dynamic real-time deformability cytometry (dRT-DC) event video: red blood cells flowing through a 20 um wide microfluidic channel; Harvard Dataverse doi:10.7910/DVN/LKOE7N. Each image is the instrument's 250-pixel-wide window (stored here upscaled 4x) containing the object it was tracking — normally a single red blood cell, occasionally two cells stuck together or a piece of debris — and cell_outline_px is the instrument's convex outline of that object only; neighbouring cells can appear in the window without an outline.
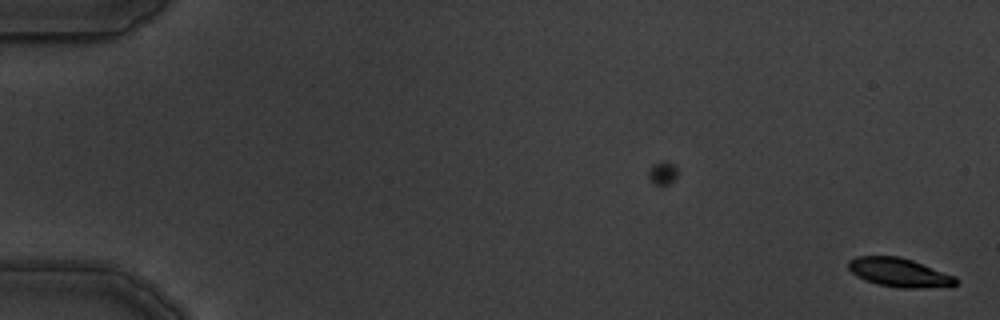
{"species": "common noctule bat (a hibernating species)", "species_latin": "Nyctalus noctula", "temperature_condition": "warm", "stored_images_in_passage": 2, "camera_frame_rate_fps": 3000, "um_per_image_px": 0.085, "animal": {"sex": "male", "body_mass_g": 19.5, "forearm_length_mm": 54.6}, "frame": {"image": 1, "passage_image": 2, "time_ms": 1.333, "image_size_px": [1000, 320], "cell_outline_px": [[960, 280], [956, 284], [948, 288], [900, 288], [876, 284], [856, 276], [848, 268], [848, 260], [856, 256], [900, 256], [912, 260], [956, 276]], "centroid_in_image_um": [76.49, 23.18], "position_along_channel_um": 8.5, "area_um2": 18.44}}